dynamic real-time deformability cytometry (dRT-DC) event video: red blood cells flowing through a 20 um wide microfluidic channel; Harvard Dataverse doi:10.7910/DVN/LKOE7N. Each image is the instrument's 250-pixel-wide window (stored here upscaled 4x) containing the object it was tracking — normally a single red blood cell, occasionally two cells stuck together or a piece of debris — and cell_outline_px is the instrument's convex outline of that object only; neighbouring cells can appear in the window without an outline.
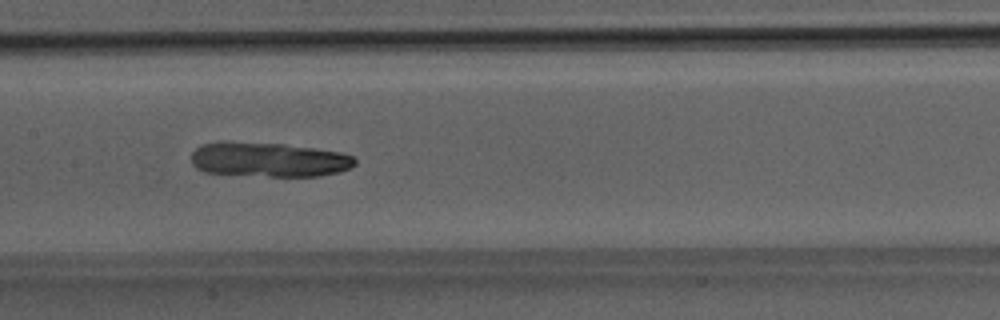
{"species": "Egyptian fruit bat (a non-hibernating species)", "species_latin": "Rousettus aegyptiacus", "temperature_condition": "room temperature", "stored_images_in_passage": 50, "camera_frame_rate_fps": 3000, "um_per_image_px": 0.085, "animal": {"sex": "male"}, "frame": {"image": 1, "passage_image": 25, "time_ms": 8.0, "image_size_px": [1000, 320], "cell_outline_px": [[356, 164], [340, 172], [320, 176], [268, 176], [204, 172], [196, 168], [192, 164], [192, 152], [200, 144], [224, 140], [284, 144], [340, 152], [352, 156], [356, 160]], "centroid_in_image_um": [22.8, 13.55], "position_along_channel_um": 184.6, "area_um2": 33.23}}
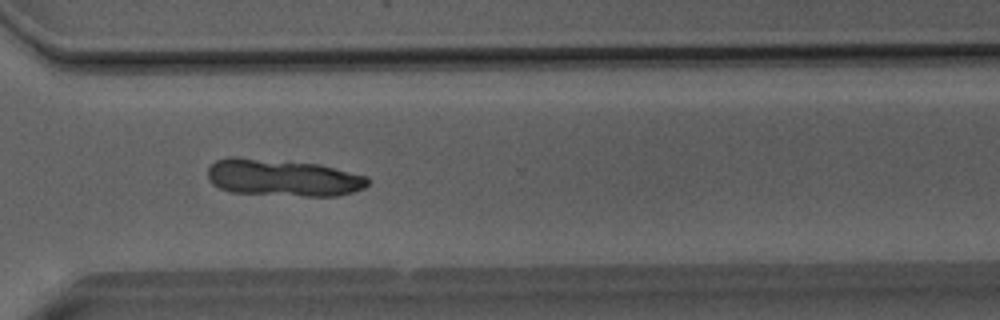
{"frame": {"image": 2, "passage_image": 37, "time_ms": 12.0, "image_size_px": [1000, 320], "cell_outline_px": [[368, 184], [364, 188], [340, 196], [304, 196], [232, 192], [220, 188], [212, 184], [208, 180], [208, 168], [216, 160], [228, 156], [236, 156], [316, 164], [368, 176]], "centroid_in_image_um": [24.01, 15.1], "position_along_channel_um": 346.6, "area_um2": 34.51}}
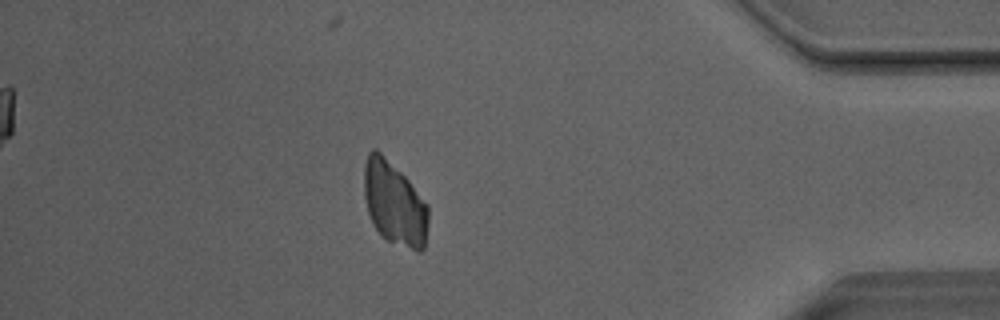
{"frame": {"image": 3, "passage_image": 44, "time_ms": 14.333, "image_size_px": [1000, 320], "cell_outline_px": [[428, 224], [424, 248], [420, 252], [416, 252], [388, 240], [372, 224], [368, 212], [364, 196], [364, 164], [368, 152], [372, 148], [376, 148], [408, 180], [428, 204]], "centroid_in_image_um": [33.52, 17.29], "position_along_channel_um": 401.7, "area_um2": 31.27}}